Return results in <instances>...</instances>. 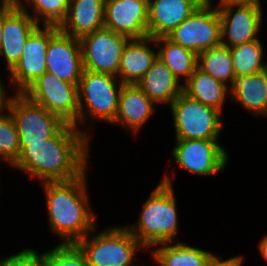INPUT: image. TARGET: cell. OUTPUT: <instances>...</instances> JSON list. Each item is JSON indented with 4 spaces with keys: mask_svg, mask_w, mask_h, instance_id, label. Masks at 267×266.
Instances as JSON below:
<instances>
[{
    "mask_svg": "<svg viewBox=\"0 0 267 266\" xmlns=\"http://www.w3.org/2000/svg\"><path fill=\"white\" fill-rule=\"evenodd\" d=\"M91 144L76 126L66 124L42 143L19 144L20 156L11 168L36 183L69 181L90 169Z\"/></svg>",
    "mask_w": 267,
    "mask_h": 266,
    "instance_id": "1",
    "label": "cell"
},
{
    "mask_svg": "<svg viewBox=\"0 0 267 266\" xmlns=\"http://www.w3.org/2000/svg\"><path fill=\"white\" fill-rule=\"evenodd\" d=\"M88 171L69 181L39 183L49 232L58 236L60 244L77 243L98 225L88 193Z\"/></svg>",
    "mask_w": 267,
    "mask_h": 266,
    "instance_id": "2",
    "label": "cell"
},
{
    "mask_svg": "<svg viewBox=\"0 0 267 266\" xmlns=\"http://www.w3.org/2000/svg\"><path fill=\"white\" fill-rule=\"evenodd\" d=\"M142 203L139 217L125 224L130 233L149 251L154 245L181 241L180 213L175 186L159 180Z\"/></svg>",
    "mask_w": 267,
    "mask_h": 266,
    "instance_id": "3",
    "label": "cell"
},
{
    "mask_svg": "<svg viewBox=\"0 0 267 266\" xmlns=\"http://www.w3.org/2000/svg\"><path fill=\"white\" fill-rule=\"evenodd\" d=\"M122 86L114 75L83 70L78 84V129L89 139L94 136L93 124L114 122Z\"/></svg>",
    "mask_w": 267,
    "mask_h": 266,
    "instance_id": "4",
    "label": "cell"
},
{
    "mask_svg": "<svg viewBox=\"0 0 267 266\" xmlns=\"http://www.w3.org/2000/svg\"><path fill=\"white\" fill-rule=\"evenodd\" d=\"M99 226L76 243L88 266H136L138 254L148 252L125 225Z\"/></svg>",
    "mask_w": 267,
    "mask_h": 266,
    "instance_id": "5",
    "label": "cell"
},
{
    "mask_svg": "<svg viewBox=\"0 0 267 266\" xmlns=\"http://www.w3.org/2000/svg\"><path fill=\"white\" fill-rule=\"evenodd\" d=\"M174 141L171 154L176 166L172 167V163L168 166L174 169L163 173L160 179L163 183L175 186L173 181L177 179L176 167L202 178L217 176L228 169L230 153L220 140L174 139Z\"/></svg>",
    "mask_w": 267,
    "mask_h": 266,
    "instance_id": "6",
    "label": "cell"
},
{
    "mask_svg": "<svg viewBox=\"0 0 267 266\" xmlns=\"http://www.w3.org/2000/svg\"><path fill=\"white\" fill-rule=\"evenodd\" d=\"M168 108L175 139L221 140L225 127L221 111L190 98L184 92Z\"/></svg>",
    "mask_w": 267,
    "mask_h": 266,
    "instance_id": "7",
    "label": "cell"
},
{
    "mask_svg": "<svg viewBox=\"0 0 267 266\" xmlns=\"http://www.w3.org/2000/svg\"><path fill=\"white\" fill-rule=\"evenodd\" d=\"M8 112L16 124L19 144L42 143L66 125L57 115L29 100L23 93L11 97Z\"/></svg>",
    "mask_w": 267,
    "mask_h": 266,
    "instance_id": "8",
    "label": "cell"
},
{
    "mask_svg": "<svg viewBox=\"0 0 267 266\" xmlns=\"http://www.w3.org/2000/svg\"><path fill=\"white\" fill-rule=\"evenodd\" d=\"M23 94L34 103L57 115L66 124L78 128V85L45 72Z\"/></svg>",
    "mask_w": 267,
    "mask_h": 266,
    "instance_id": "9",
    "label": "cell"
},
{
    "mask_svg": "<svg viewBox=\"0 0 267 266\" xmlns=\"http://www.w3.org/2000/svg\"><path fill=\"white\" fill-rule=\"evenodd\" d=\"M167 37L197 55L221 44V22L217 6L212 2L202 3Z\"/></svg>",
    "mask_w": 267,
    "mask_h": 266,
    "instance_id": "10",
    "label": "cell"
},
{
    "mask_svg": "<svg viewBox=\"0 0 267 266\" xmlns=\"http://www.w3.org/2000/svg\"><path fill=\"white\" fill-rule=\"evenodd\" d=\"M59 31L58 26L38 25L23 46L19 62L7 74L14 93H23L46 70V52L49 40Z\"/></svg>",
    "mask_w": 267,
    "mask_h": 266,
    "instance_id": "11",
    "label": "cell"
},
{
    "mask_svg": "<svg viewBox=\"0 0 267 266\" xmlns=\"http://www.w3.org/2000/svg\"><path fill=\"white\" fill-rule=\"evenodd\" d=\"M215 5L221 22V44L231 48L261 38L262 23L265 20L262 5L242 3Z\"/></svg>",
    "mask_w": 267,
    "mask_h": 266,
    "instance_id": "12",
    "label": "cell"
},
{
    "mask_svg": "<svg viewBox=\"0 0 267 266\" xmlns=\"http://www.w3.org/2000/svg\"><path fill=\"white\" fill-rule=\"evenodd\" d=\"M130 39L102 27L80 39L83 69L117 77L123 49Z\"/></svg>",
    "mask_w": 267,
    "mask_h": 266,
    "instance_id": "13",
    "label": "cell"
},
{
    "mask_svg": "<svg viewBox=\"0 0 267 266\" xmlns=\"http://www.w3.org/2000/svg\"><path fill=\"white\" fill-rule=\"evenodd\" d=\"M104 27L129 39L148 35V0H105Z\"/></svg>",
    "mask_w": 267,
    "mask_h": 266,
    "instance_id": "14",
    "label": "cell"
},
{
    "mask_svg": "<svg viewBox=\"0 0 267 266\" xmlns=\"http://www.w3.org/2000/svg\"><path fill=\"white\" fill-rule=\"evenodd\" d=\"M46 70L63 81L78 85L84 70L80 39L59 30L48 43Z\"/></svg>",
    "mask_w": 267,
    "mask_h": 266,
    "instance_id": "15",
    "label": "cell"
},
{
    "mask_svg": "<svg viewBox=\"0 0 267 266\" xmlns=\"http://www.w3.org/2000/svg\"><path fill=\"white\" fill-rule=\"evenodd\" d=\"M157 107L159 108L136 84H123L118 97L116 118L110 126L120 127L128 136L130 134L136 138L144 125L156 116Z\"/></svg>",
    "mask_w": 267,
    "mask_h": 266,
    "instance_id": "16",
    "label": "cell"
},
{
    "mask_svg": "<svg viewBox=\"0 0 267 266\" xmlns=\"http://www.w3.org/2000/svg\"><path fill=\"white\" fill-rule=\"evenodd\" d=\"M38 26L33 17L16 5L4 18L0 63L8 74L19 62L25 41ZM1 71V70H0Z\"/></svg>",
    "mask_w": 267,
    "mask_h": 266,
    "instance_id": "17",
    "label": "cell"
},
{
    "mask_svg": "<svg viewBox=\"0 0 267 266\" xmlns=\"http://www.w3.org/2000/svg\"><path fill=\"white\" fill-rule=\"evenodd\" d=\"M202 3L201 0H148L149 37H167Z\"/></svg>",
    "mask_w": 267,
    "mask_h": 266,
    "instance_id": "18",
    "label": "cell"
},
{
    "mask_svg": "<svg viewBox=\"0 0 267 266\" xmlns=\"http://www.w3.org/2000/svg\"><path fill=\"white\" fill-rule=\"evenodd\" d=\"M230 101L257 119H267V69L252 75L235 76Z\"/></svg>",
    "mask_w": 267,
    "mask_h": 266,
    "instance_id": "19",
    "label": "cell"
},
{
    "mask_svg": "<svg viewBox=\"0 0 267 266\" xmlns=\"http://www.w3.org/2000/svg\"><path fill=\"white\" fill-rule=\"evenodd\" d=\"M157 58L155 39H130L123 49L117 77L122 84H137Z\"/></svg>",
    "mask_w": 267,
    "mask_h": 266,
    "instance_id": "20",
    "label": "cell"
},
{
    "mask_svg": "<svg viewBox=\"0 0 267 266\" xmlns=\"http://www.w3.org/2000/svg\"><path fill=\"white\" fill-rule=\"evenodd\" d=\"M105 0H70L59 30L77 39L104 27Z\"/></svg>",
    "mask_w": 267,
    "mask_h": 266,
    "instance_id": "21",
    "label": "cell"
},
{
    "mask_svg": "<svg viewBox=\"0 0 267 266\" xmlns=\"http://www.w3.org/2000/svg\"><path fill=\"white\" fill-rule=\"evenodd\" d=\"M161 110L183 92V84L159 58L136 84Z\"/></svg>",
    "mask_w": 267,
    "mask_h": 266,
    "instance_id": "22",
    "label": "cell"
},
{
    "mask_svg": "<svg viewBox=\"0 0 267 266\" xmlns=\"http://www.w3.org/2000/svg\"><path fill=\"white\" fill-rule=\"evenodd\" d=\"M213 252L182 240L156 244L148 251L159 266H205Z\"/></svg>",
    "mask_w": 267,
    "mask_h": 266,
    "instance_id": "23",
    "label": "cell"
},
{
    "mask_svg": "<svg viewBox=\"0 0 267 266\" xmlns=\"http://www.w3.org/2000/svg\"><path fill=\"white\" fill-rule=\"evenodd\" d=\"M183 92L190 98L213 107L222 113L226 102H230V89L198 67L183 85Z\"/></svg>",
    "mask_w": 267,
    "mask_h": 266,
    "instance_id": "24",
    "label": "cell"
},
{
    "mask_svg": "<svg viewBox=\"0 0 267 266\" xmlns=\"http://www.w3.org/2000/svg\"><path fill=\"white\" fill-rule=\"evenodd\" d=\"M158 58L172 71L183 85L197 68L198 55L174 43L168 37L155 39Z\"/></svg>",
    "mask_w": 267,
    "mask_h": 266,
    "instance_id": "25",
    "label": "cell"
},
{
    "mask_svg": "<svg viewBox=\"0 0 267 266\" xmlns=\"http://www.w3.org/2000/svg\"><path fill=\"white\" fill-rule=\"evenodd\" d=\"M197 67L229 89L232 87L236 75L229 47L219 44L199 53Z\"/></svg>",
    "mask_w": 267,
    "mask_h": 266,
    "instance_id": "26",
    "label": "cell"
},
{
    "mask_svg": "<svg viewBox=\"0 0 267 266\" xmlns=\"http://www.w3.org/2000/svg\"><path fill=\"white\" fill-rule=\"evenodd\" d=\"M262 38L230 48L236 76L252 75L267 69L266 49Z\"/></svg>",
    "mask_w": 267,
    "mask_h": 266,
    "instance_id": "27",
    "label": "cell"
},
{
    "mask_svg": "<svg viewBox=\"0 0 267 266\" xmlns=\"http://www.w3.org/2000/svg\"><path fill=\"white\" fill-rule=\"evenodd\" d=\"M70 0H16L38 25L60 26L65 20Z\"/></svg>",
    "mask_w": 267,
    "mask_h": 266,
    "instance_id": "28",
    "label": "cell"
},
{
    "mask_svg": "<svg viewBox=\"0 0 267 266\" xmlns=\"http://www.w3.org/2000/svg\"><path fill=\"white\" fill-rule=\"evenodd\" d=\"M20 156L19 133L8 111L0 113V159L9 168Z\"/></svg>",
    "mask_w": 267,
    "mask_h": 266,
    "instance_id": "29",
    "label": "cell"
},
{
    "mask_svg": "<svg viewBox=\"0 0 267 266\" xmlns=\"http://www.w3.org/2000/svg\"><path fill=\"white\" fill-rule=\"evenodd\" d=\"M43 266H88L84 252L76 243L54 245L42 252Z\"/></svg>",
    "mask_w": 267,
    "mask_h": 266,
    "instance_id": "30",
    "label": "cell"
},
{
    "mask_svg": "<svg viewBox=\"0 0 267 266\" xmlns=\"http://www.w3.org/2000/svg\"><path fill=\"white\" fill-rule=\"evenodd\" d=\"M4 256V266H43L42 252L31 248L30 245L19 252Z\"/></svg>",
    "mask_w": 267,
    "mask_h": 266,
    "instance_id": "31",
    "label": "cell"
},
{
    "mask_svg": "<svg viewBox=\"0 0 267 266\" xmlns=\"http://www.w3.org/2000/svg\"><path fill=\"white\" fill-rule=\"evenodd\" d=\"M245 255L237 254L230 256L229 258H224L218 253L213 252L208 258L205 266H244L246 262Z\"/></svg>",
    "mask_w": 267,
    "mask_h": 266,
    "instance_id": "32",
    "label": "cell"
},
{
    "mask_svg": "<svg viewBox=\"0 0 267 266\" xmlns=\"http://www.w3.org/2000/svg\"><path fill=\"white\" fill-rule=\"evenodd\" d=\"M1 74L2 72L0 73V113L8 111L11 97L15 94L12 88L10 87V82L7 79L8 76L6 75L5 77V75L2 76ZM4 77L6 79H4Z\"/></svg>",
    "mask_w": 267,
    "mask_h": 266,
    "instance_id": "33",
    "label": "cell"
},
{
    "mask_svg": "<svg viewBox=\"0 0 267 266\" xmlns=\"http://www.w3.org/2000/svg\"><path fill=\"white\" fill-rule=\"evenodd\" d=\"M16 5V0H5L0 2V46L2 43L4 18Z\"/></svg>",
    "mask_w": 267,
    "mask_h": 266,
    "instance_id": "34",
    "label": "cell"
},
{
    "mask_svg": "<svg viewBox=\"0 0 267 266\" xmlns=\"http://www.w3.org/2000/svg\"><path fill=\"white\" fill-rule=\"evenodd\" d=\"M213 4H259L263 5L262 0H211ZM262 2V3H261Z\"/></svg>",
    "mask_w": 267,
    "mask_h": 266,
    "instance_id": "35",
    "label": "cell"
},
{
    "mask_svg": "<svg viewBox=\"0 0 267 266\" xmlns=\"http://www.w3.org/2000/svg\"><path fill=\"white\" fill-rule=\"evenodd\" d=\"M257 250L260 256L267 262V233L258 241Z\"/></svg>",
    "mask_w": 267,
    "mask_h": 266,
    "instance_id": "36",
    "label": "cell"
},
{
    "mask_svg": "<svg viewBox=\"0 0 267 266\" xmlns=\"http://www.w3.org/2000/svg\"><path fill=\"white\" fill-rule=\"evenodd\" d=\"M150 258H151V260H152V266L153 265H155V266H159L158 264H157V262L150 256ZM136 266H149L148 264L147 265H145V263L144 264H137ZM151 266V265H150Z\"/></svg>",
    "mask_w": 267,
    "mask_h": 266,
    "instance_id": "37",
    "label": "cell"
},
{
    "mask_svg": "<svg viewBox=\"0 0 267 266\" xmlns=\"http://www.w3.org/2000/svg\"><path fill=\"white\" fill-rule=\"evenodd\" d=\"M0 266H4V256H0Z\"/></svg>",
    "mask_w": 267,
    "mask_h": 266,
    "instance_id": "38",
    "label": "cell"
},
{
    "mask_svg": "<svg viewBox=\"0 0 267 266\" xmlns=\"http://www.w3.org/2000/svg\"><path fill=\"white\" fill-rule=\"evenodd\" d=\"M0 168H1V166H0ZM1 174H2V173H0V176H1ZM0 180H2V179L0 178ZM1 185H2V183H1V181H0V187H1ZM1 189L3 190V187L0 188V195H2V194H1L2 190H1Z\"/></svg>",
    "mask_w": 267,
    "mask_h": 266,
    "instance_id": "39",
    "label": "cell"
},
{
    "mask_svg": "<svg viewBox=\"0 0 267 266\" xmlns=\"http://www.w3.org/2000/svg\"><path fill=\"white\" fill-rule=\"evenodd\" d=\"M203 3L211 2V0H201Z\"/></svg>",
    "mask_w": 267,
    "mask_h": 266,
    "instance_id": "40",
    "label": "cell"
},
{
    "mask_svg": "<svg viewBox=\"0 0 267 266\" xmlns=\"http://www.w3.org/2000/svg\"><path fill=\"white\" fill-rule=\"evenodd\" d=\"M2 164H5V163L0 159V166H2Z\"/></svg>",
    "mask_w": 267,
    "mask_h": 266,
    "instance_id": "41",
    "label": "cell"
}]
</instances>
